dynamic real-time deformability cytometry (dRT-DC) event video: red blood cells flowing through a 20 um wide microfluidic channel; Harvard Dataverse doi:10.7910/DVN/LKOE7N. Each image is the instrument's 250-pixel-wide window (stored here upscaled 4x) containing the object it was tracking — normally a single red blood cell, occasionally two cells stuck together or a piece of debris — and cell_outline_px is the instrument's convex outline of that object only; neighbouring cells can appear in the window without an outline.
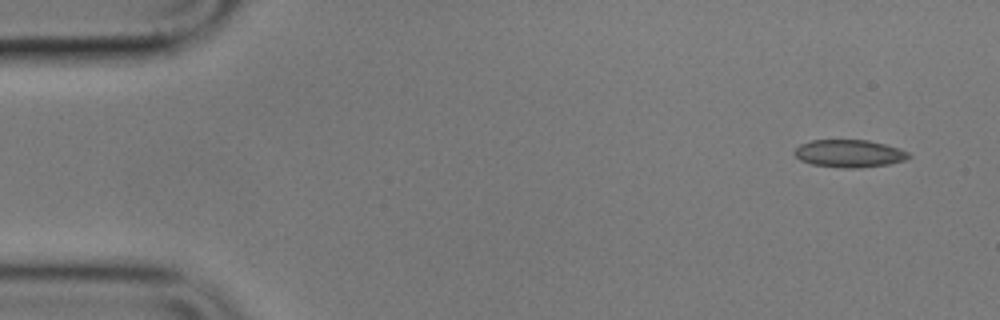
{"species": "common noctule bat (a hibernating species)", "species_latin": "Nyctalus noctula", "temperature_condition": "cold", "stored_images_in_passage": 5, "camera_frame_rate_fps": 3000, "um_per_image_px": 0.085, "animal": {"sex": "male", "body_mass_g": 17.9}, "frame": {"image": 1, "passage_image": 1, "time_ms": 0.0, "image_size_px": [1000, 320], "cell_outline_px": [[912, 156], [904, 160], [888, 164], [856, 168], [844, 168], [812, 164], [800, 160], [792, 152], [800, 144], [812, 140], [868, 140], [900, 148], [908, 152]], "centroid_in_image_um": [72.18, 13.04], "position_along_channel_um": 12.8, "area_um2": 18.32}}
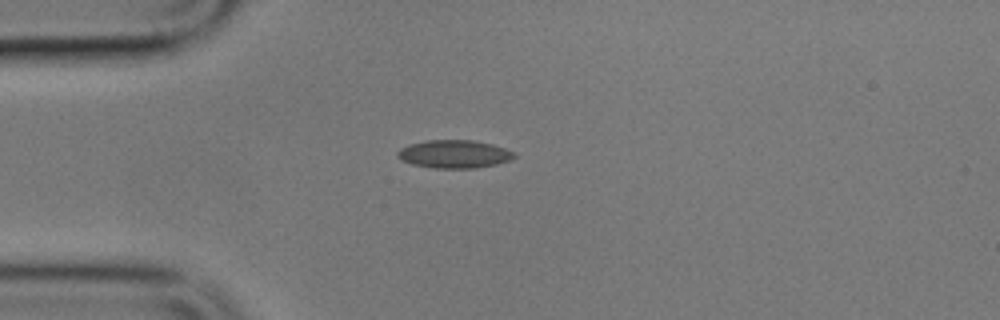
{"frame": {"image": 2, "passage_image": 4, "time_ms": 3.667, "image_size_px": [1000, 320], "cell_outline_px": [[516, 156], [508, 160], [496, 164], [476, 168], [432, 168], [412, 164], [400, 160], [396, 156], [396, 152], [400, 148], [408, 144], [424, 140], [476, 140], [492, 144], [516, 152]], "centroid_in_image_um": [38.57, 13.09], "position_along_channel_um": 46.4, "area_um2": 19.31}}